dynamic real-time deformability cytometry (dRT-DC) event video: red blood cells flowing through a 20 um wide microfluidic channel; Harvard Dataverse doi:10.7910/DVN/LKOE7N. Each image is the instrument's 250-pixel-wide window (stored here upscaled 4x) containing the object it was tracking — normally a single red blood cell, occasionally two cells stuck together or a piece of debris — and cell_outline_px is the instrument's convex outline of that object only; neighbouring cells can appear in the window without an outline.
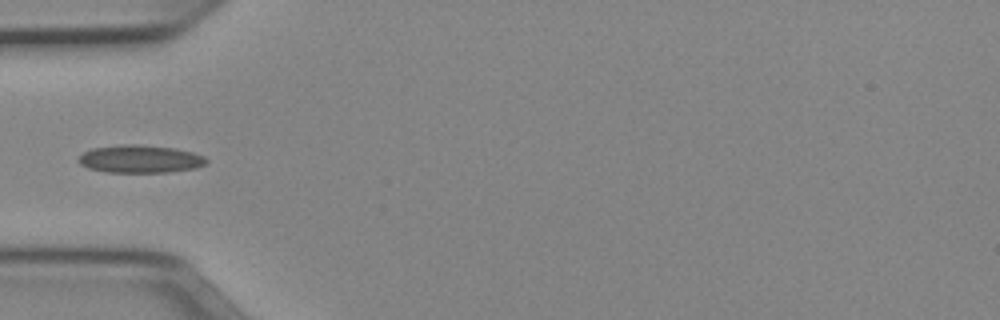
{"species": "Egyptian fruit bat (a non-hibernating species)", "species_latin": "Rousettus aegyptiacus", "temperature_condition": "cold", "stored_images_in_passage": 35, "camera_frame_rate_fps": 3000, "um_per_image_px": 0.085, "animal": {"sex": "female"}, "frame": {"image": 1, "passage_image": 1, "time_ms": 0.0, "image_size_px": [1000, 320], "cell_outline_px": [[208, 160], [204, 164], [196, 168], [168, 172], [108, 172], [88, 168], [80, 164], [76, 160], [84, 152], [92, 148], [124, 144], [136, 144], [176, 148], [192, 152], [204, 156]], "centroid_in_image_um": [11.9, 13.51], "position_along_channel_um": 73.1, "area_um2": 20.69}}
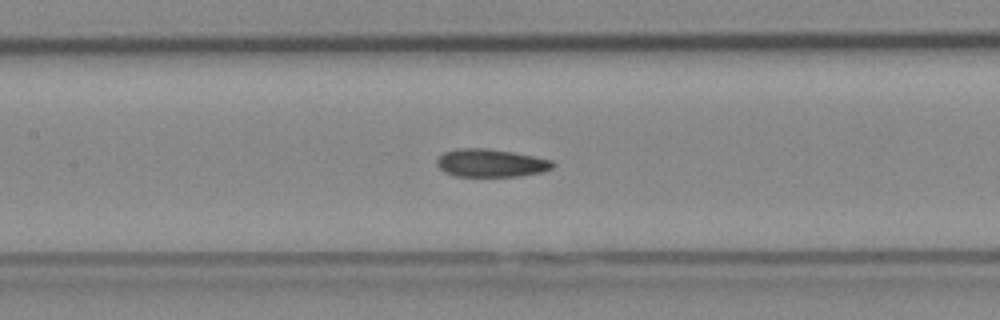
{"frame": {"image": 2, "passage_image": 8, "time_ms": 2.333, "image_size_px": [1000, 320], "cell_outline_px": [[556, 164], [552, 168], [540, 172], [520, 176], [456, 176], [444, 172], [436, 164], [436, 160], [444, 152], [456, 148], [488, 148], [512, 152], [552, 160]], "centroid_in_image_um": [41.7, 13.85], "position_along_channel_um": 165.7, "area_um2": 18.84}}
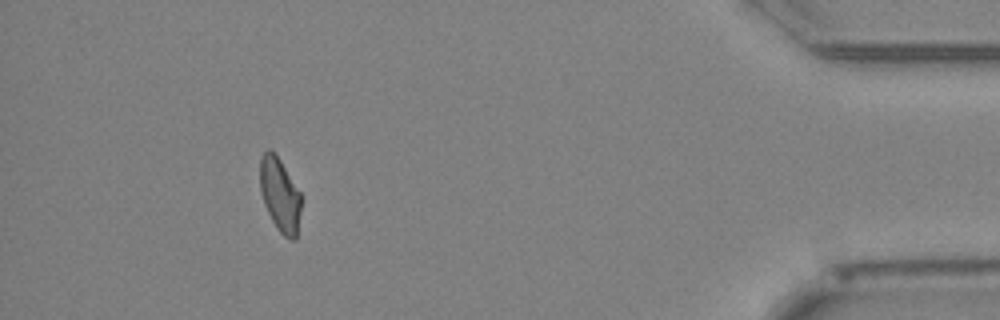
{"frame": {"image": 3, "passage_image": 31, "time_ms": 10.0, "image_size_px": [1000, 320], "cell_outline_px": [[300, 212], [296, 240], [292, 240], [284, 236], [276, 228], [264, 204], [260, 192], [260, 156], [268, 148], [276, 152], [300, 192]], "centroid_in_image_um": [23.77, 16.52], "position_along_channel_um": 411.4, "area_um2": 17.8}}